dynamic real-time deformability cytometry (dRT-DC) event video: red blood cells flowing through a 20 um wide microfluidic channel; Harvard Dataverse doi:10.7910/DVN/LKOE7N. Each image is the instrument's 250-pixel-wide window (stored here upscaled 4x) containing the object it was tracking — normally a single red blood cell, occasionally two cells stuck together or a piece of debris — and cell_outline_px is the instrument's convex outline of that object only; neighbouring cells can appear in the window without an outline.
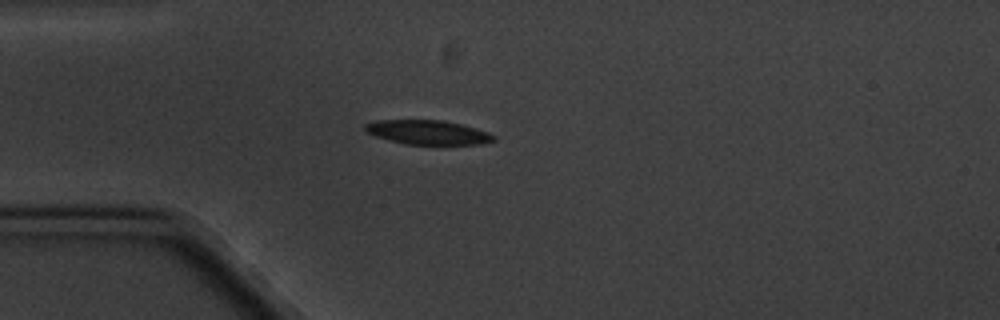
{"species": "common noctule bat (a hibernating species)", "species_latin": "Nyctalus noctula", "temperature_condition": "cold", "stored_images_in_passage": 3, "camera_frame_rate_fps": 3000, "um_per_image_px": 0.085, "animal": {"sex": "male", "body_mass_g": 20.1, "forearm_length_mm": 53.5}, "frame": {"image": 1, "passage_image": 1, "time_ms": 0.0, "image_size_px": [1000, 320], "cell_outline_px": [[496, 140], [480, 144], [408, 144], [388, 140], [364, 132], [364, 124], [376, 120], [444, 120], [476, 128], [488, 132], [496, 136]], "centroid_in_image_um": [36.35, 11.24], "position_along_channel_um": 48.7, "area_um2": 18.21}}